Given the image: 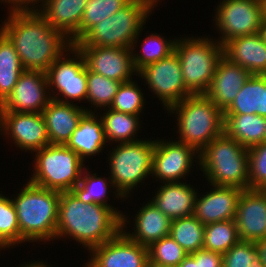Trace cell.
Returning a JSON list of instances; mask_svg holds the SVG:
<instances>
[{"instance_id": "cell-3", "label": "cell", "mask_w": 266, "mask_h": 267, "mask_svg": "<svg viewBox=\"0 0 266 267\" xmlns=\"http://www.w3.org/2000/svg\"><path fill=\"white\" fill-rule=\"evenodd\" d=\"M60 194L27 182L12 199L22 242L55 239Z\"/></svg>"}, {"instance_id": "cell-50", "label": "cell", "mask_w": 266, "mask_h": 267, "mask_svg": "<svg viewBox=\"0 0 266 267\" xmlns=\"http://www.w3.org/2000/svg\"><path fill=\"white\" fill-rule=\"evenodd\" d=\"M263 194L266 196V184L260 189Z\"/></svg>"}, {"instance_id": "cell-14", "label": "cell", "mask_w": 266, "mask_h": 267, "mask_svg": "<svg viewBox=\"0 0 266 267\" xmlns=\"http://www.w3.org/2000/svg\"><path fill=\"white\" fill-rule=\"evenodd\" d=\"M0 131L25 152L33 153L50 144L42 113L0 111Z\"/></svg>"}, {"instance_id": "cell-33", "label": "cell", "mask_w": 266, "mask_h": 267, "mask_svg": "<svg viewBox=\"0 0 266 267\" xmlns=\"http://www.w3.org/2000/svg\"><path fill=\"white\" fill-rule=\"evenodd\" d=\"M130 1L131 0H87L80 28L70 39L72 45L77 43L93 26L103 19L112 16Z\"/></svg>"}, {"instance_id": "cell-18", "label": "cell", "mask_w": 266, "mask_h": 267, "mask_svg": "<svg viewBox=\"0 0 266 267\" xmlns=\"http://www.w3.org/2000/svg\"><path fill=\"white\" fill-rule=\"evenodd\" d=\"M235 221L240 240L257 242L266 238V196L260 189L242 190Z\"/></svg>"}, {"instance_id": "cell-13", "label": "cell", "mask_w": 266, "mask_h": 267, "mask_svg": "<svg viewBox=\"0 0 266 267\" xmlns=\"http://www.w3.org/2000/svg\"><path fill=\"white\" fill-rule=\"evenodd\" d=\"M45 89H49L45 72L24 70L12 92L0 104V111L42 113L51 100V92Z\"/></svg>"}, {"instance_id": "cell-1", "label": "cell", "mask_w": 266, "mask_h": 267, "mask_svg": "<svg viewBox=\"0 0 266 267\" xmlns=\"http://www.w3.org/2000/svg\"><path fill=\"white\" fill-rule=\"evenodd\" d=\"M9 13L1 31L13 43L24 70L46 73L63 52H69L70 40L38 11Z\"/></svg>"}, {"instance_id": "cell-17", "label": "cell", "mask_w": 266, "mask_h": 267, "mask_svg": "<svg viewBox=\"0 0 266 267\" xmlns=\"http://www.w3.org/2000/svg\"><path fill=\"white\" fill-rule=\"evenodd\" d=\"M196 154L199 153L192 146L180 141L155 140L151 174L163 183L180 182L190 172Z\"/></svg>"}, {"instance_id": "cell-11", "label": "cell", "mask_w": 266, "mask_h": 267, "mask_svg": "<svg viewBox=\"0 0 266 267\" xmlns=\"http://www.w3.org/2000/svg\"><path fill=\"white\" fill-rule=\"evenodd\" d=\"M69 51L76 57L69 58L62 54L46 72L48 87L52 88L51 91L57 90L56 95H62V98H58L53 94L51 99L63 103H69V99L81 101L87 96V67L84 56L75 45Z\"/></svg>"}, {"instance_id": "cell-21", "label": "cell", "mask_w": 266, "mask_h": 267, "mask_svg": "<svg viewBox=\"0 0 266 267\" xmlns=\"http://www.w3.org/2000/svg\"><path fill=\"white\" fill-rule=\"evenodd\" d=\"M224 57L252 75L266 74V35L258 32L235 37L223 45Z\"/></svg>"}, {"instance_id": "cell-9", "label": "cell", "mask_w": 266, "mask_h": 267, "mask_svg": "<svg viewBox=\"0 0 266 267\" xmlns=\"http://www.w3.org/2000/svg\"><path fill=\"white\" fill-rule=\"evenodd\" d=\"M155 140L120 143L109 156L110 174L116 197L125 198L152 173Z\"/></svg>"}, {"instance_id": "cell-46", "label": "cell", "mask_w": 266, "mask_h": 267, "mask_svg": "<svg viewBox=\"0 0 266 267\" xmlns=\"http://www.w3.org/2000/svg\"><path fill=\"white\" fill-rule=\"evenodd\" d=\"M21 267H50L49 265H47V264H43V262L41 261H39V262H34V263H32V262H30L29 264L27 263V264H24V266L22 265Z\"/></svg>"}, {"instance_id": "cell-38", "label": "cell", "mask_w": 266, "mask_h": 267, "mask_svg": "<svg viewBox=\"0 0 266 267\" xmlns=\"http://www.w3.org/2000/svg\"><path fill=\"white\" fill-rule=\"evenodd\" d=\"M149 265L178 266L188 253L171 237L165 236L149 247Z\"/></svg>"}, {"instance_id": "cell-30", "label": "cell", "mask_w": 266, "mask_h": 267, "mask_svg": "<svg viewBox=\"0 0 266 267\" xmlns=\"http://www.w3.org/2000/svg\"><path fill=\"white\" fill-rule=\"evenodd\" d=\"M139 116L129 113L117 112L108 109L100 118L103 122L105 137L108 141L118 143H132L139 141L135 138L139 128ZM135 138V139H134Z\"/></svg>"}, {"instance_id": "cell-42", "label": "cell", "mask_w": 266, "mask_h": 267, "mask_svg": "<svg viewBox=\"0 0 266 267\" xmlns=\"http://www.w3.org/2000/svg\"><path fill=\"white\" fill-rule=\"evenodd\" d=\"M190 255L199 261V267H223V255L220 253L200 249Z\"/></svg>"}, {"instance_id": "cell-29", "label": "cell", "mask_w": 266, "mask_h": 267, "mask_svg": "<svg viewBox=\"0 0 266 267\" xmlns=\"http://www.w3.org/2000/svg\"><path fill=\"white\" fill-rule=\"evenodd\" d=\"M23 71L13 43L0 28V104L12 92Z\"/></svg>"}, {"instance_id": "cell-36", "label": "cell", "mask_w": 266, "mask_h": 267, "mask_svg": "<svg viewBox=\"0 0 266 267\" xmlns=\"http://www.w3.org/2000/svg\"><path fill=\"white\" fill-rule=\"evenodd\" d=\"M109 181L105 178L97 177L96 173L91 175V172L86 173L84 177H81L79 183L71 189V192L77 199L84 203H98L107 207H112L106 201L108 185L113 187L111 179Z\"/></svg>"}, {"instance_id": "cell-20", "label": "cell", "mask_w": 266, "mask_h": 267, "mask_svg": "<svg viewBox=\"0 0 266 267\" xmlns=\"http://www.w3.org/2000/svg\"><path fill=\"white\" fill-rule=\"evenodd\" d=\"M251 75L249 71L223 56L205 95L225 112Z\"/></svg>"}, {"instance_id": "cell-39", "label": "cell", "mask_w": 266, "mask_h": 267, "mask_svg": "<svg viewBox=\"0 0 266 267\" xmlns=\"http://www.w3.org/2000/svg\"><path fill=\"white\" fill-rule=\"evenodd\" d=\"M144 106V97L133 80L121 83L109 107L117 112L140 115Z\"/></svg>"}, {"instance_id": "cell-31", "label": "cell", "mask_w": 266, "mask_h": 267, "mask_svg": "<svg viewBox=\"0 0 266 267\" xmlns=\"http://www.w3.org/2000/svg\"><path fill=\"white\" fill-rule=\"evenodd\" d=\"M205 225L194 215L171 221V237L188 253L203 249Z\"/></svg>"}, {"instance_id": "cell-10", "label": "cell", "mask_w": 266, "mask_h": 267, "mask_svg": "<svg viewBox=\"0 0 266 267\" xmlns=\"http://www.w3.org/2000/svg\"><path fill=\"white\" fill-rule=\"evenodd\" d=\"M216 10L214 21L222 45L235 37L263 32L261 0H222Z\"/></svg>"}, {"instance_id": "cell-28", "label": "cell", "mask_w": 266, "mask_h": 267, "mask_svg": "<svg viewBox=\"0 0 266 267\" xmlns=\"http://www.w3.org/2000/svg\"><path fill=\"white\" fill-rule=\"evenodd\" d=\"M224 114H258L265 117V74L251 75Z\"/></svg>"}, {"instance_id": "cell-2", "label": "cell", "mask_w": 266, "mask_h": 267, "mask_svg": "<svg viewBox=\"0 0 266 267\" xmlns=\"http://www.w3.org/2000/svg\"><path fill=\"white\" fill-rule=\"evenodd\" d=\"M122 216L114 207L84 203L71 191L61 192L55 239L71 237L90 251L121 231Z\"/></svg>"}, {"instance_id": "cell-16", "label": "cell", "mask_w": 266, "mask_h": 267, "mask_svg": "<svg viewBox=\"0 0 266 267\" xmlns=\"http://www.w3.org/2000/svg\"><path fill=\"white\" fill-rule=\"evenodd\" d=\"M86 63V67L97 74L118 82L133 80L132 74L136 72L132 61L131 48L102 47V46H76Z\"/></svg>"}, {"instance_id": "cell-32", "label": "cell", "mask_w": 266, "mask_h": 267, "mask_svg": "<svg viewBox=\"0 0 266 267\" xmlns=\"http://www.w3.org/2000/svg\"><path fill=\"white\" fill-rule=\"evenodd\" d=\"M240 241L235 220L218 221L205 225L203 249L225 254Z\"/></svg>"}, {"instance_id": "cell-35", "label": "cell", "mask_w": 266, "mask_h": 267, "mask_svg": "<svg viewBox=\"0 0 266 267\" xmlns=\"http://www.w3.org/2000/svg\"><path fill=\"white\" fill-rule=\"evenodd\" d=\"M122 82L109 79L87 68V96L93 106L105 110L110 107L114 96Z\"/></svg>"}, {"instance_id": "cell-52", "label": "cell", "mask_w": 266, "mask_h": 267, "mask_svg": "<svg viewBox=\"0 0 266 267\" xmlns=\"http://www.w3.org/2000/svg\"><path fill=\"white\" fill-rule=\"evenodd\" d=\"M263 32H264L265 35H266V23H264Z\"/></svg>"}, {"instance_id": "cell-49", "label": "cell", "mask_w": 266, "mask_h": 267, "mask_svg": "<svg viewBox=\"0 0 266 267\" xmlns=\"http://www.w3.org/2000/svg\"><path fill=\"white\" fill-rule=\"evenodd\" d=\"M265 117H266V74H265Z\"/></svg>"}, {"instance_id": "cell-5", "label": "cell", "mask_w": 266, "mask_h": 267, "mask_svg": "<svg viewBox=\"0 0 266 267\" xmlns=\"http://www.w3.org/2000/svg\"><path fill=\"white\" fill-rule=\"evenodd\" d=\"M176 113L180 139L200 153L213 139L224 133V112L205 94L184 98L167 109Z\"/></svg>"}, {"instance_id": "cell-43", "label": "cell", "mask_w": 266, "mask_h": 267, "mask_svg": "<svg viewBox=\"0 0 266 267\" xmlns=\"http://www.w3.org/2000/svg\"><path fill=\"white\" fill-rule=\"evenodd\" d=\"M3 3L4 1L7 3H10L11 4V7H10V11L9 12H26V11H38V9H34L35 7H32L33 4L32 3H35L36 4H39L37 3V1H43V0H2ZM31 2V4H30ZM13 4V5H12ZM28 4L32 5V6H28ZM27 6V7H26ZM33 8V9H32Z\"/></svg>"}, {"instance_id": "cell-44", "label": "cell", "mask_w": 266, "mask_h": 267, "mask_svg": "<svg viewBox=\"0 0 266 267\" xmlns=\"http://www.w3.org/2000/svg\"><path fill=\"white\" fill-rule=\"evenodd\" d=\"M255 244H256V247L259 251V256H260L261 262L266 267V238L255 242Z\"/></svg>"}, {"instance_id": "cell-48", "label": "cell", "mask_w": 266, "mask_h": 267, "mask_svg": "<svg viewBox=\"0 0 266 267\" xmlns=\"http://www.w3.org/2000/svg\"><path fill=\"white\" fill-rule=\"evenodd\" d=\"M150 267H176V266H170V265H149Z\"/></svg>"}, {"instance_id": "cell-27", "label": "cell", "mask_w": 266, "mask_h": 267, "mask_svg": "<svg viewBox=\"0 0 266 267\" xmlns=\"http://www.w3.org/2000/svg\"><path fill=\"white\" fill-rule=\"evenodd\" d=\"M224 133L245 148L266 141L265 117L258 114H224Z\"/></svg>"}, {"instance_id": "cell-4", "label": "cell", "mask_w": 266, "mask_h": 267, "mask_svg": "<svg viewBox=\"0 0 266 267\" xmlns=\"http://www.w3.org/2000/svg\"><path fill=\"white\" fill-rule=\"evenodd\" d=\"M158 2L159 0H131L112 16L93 26L74 45L123 47L131 48L134 52V46L146 24V18Z\"/></svg>"}, {"instance_id": "cell-34", "label": "cell", "mask_w": 266, "mask_h": 267, "mask_svg": "<svg viewBox=\"0 0 266 267\" xmlns=\"http://www.w3.org/2000/svg\"><path fill=\"white\" fill-rule=\"evenodd\" d=\"M175 42L176 39L167 41L158 34H151L145 38L141 48V54H132L133 66L136 70L135 74L137 75L147 65L169 56L174 51Z\"/></svg>"}, {"instance_id": "cell-25", "label": "cell", "mask_w": 266, "mask_h": 267, "mask_svg": "<svg viewBox=\"0 0 266 267\" xmlns=\"http://www.w3.org/2000/svg\"><path fill=\"white\" fill-rule=\"evenodd\" d=\"M87 0H43L38 11L69 40L78 32Z\"/></svg>"}, {"instance_id": "cell-45", "label": "cell", "mask_w": 266, "mask_h": 267, "mask_svg": "<svg viewBox=\"0 0 266 267\" xmlns=\"http://www.w3.org/2000/svg\"><path fill=\"white\" fill-rule=\"evenodd\" d=\"M177 267H199V261L188 254Z\"/></svg>"}, {"instance_id": "cell-15", "label": "cell", "mask_w": 266, "mask_h": 267, "mask_svg": "<svg viewBox=\"0 0 266 267\" xmlns=\"http://www.w3.org/2000/svg\"><path fill=\"white\" fill-rule=\"evenodd\" d=\"M89 261L94 267H150L148 247L120 231L112 239L92 248Z\"/></svg>"}, {"instance_id": "cell-6", "label": "cell", "mask_w": 266, "mask_h": 267, "mask_svg": "<svg viewBox=\"0 0 266 267\" xmlns=\"http://www.w3.org/2000/svg\"><path fill=\"white\" fill-rule=\"evenodd\" d=\"M198 158L211 185L248 189V148L225 133L213 139Z\"/></svg>"}, {"instance_id": "cell-26", "label": "cell", "mask_w": 266, "mask_h": 267, "mask_svg": "<svg viewBox=\"0 0 266 267\" xmlns=\"http://www.w3.org/2000/svg\"><path fill=\"white\" fill-rule=\"evenodd\" d=\"M97 116L92 110L90 112L86 111L66 144L83 161L87 156L90 157L102 152V148L107 143L103 122Z\"/></svg>"}, {"instance_id": "cell-37", "label": "cell", "mask_w": 266, "mask_h": 267, "mask_svg": "<svg viewBox=\"0 0 266 267\" xmlns=\"http://www.w3.org/2000/svg\"><path fill=\"white\" fill-rule=\"evenodd\" d=\"M22 243L17 214L12 199L0 193V248Z\"/></svg>"}, {"instance_id": "cell-12", "label": "cell", "mask_w": 266, "mask_h": 267, "mask_svg": "<svg viewBox=\"0 0 266 267\" xmlns=\"http://www.w3.org/2000/svg\"><path fill=\"white\" fill-rule=\"evenodd\" d=\"M161 99L166 110L193 95L185 86L179 56L173 51L169 56L142 68L138 73Z\"/></svg>"}, {"instance_id": "cell-23", "label": "cell", "mask_w": 266, "mask_h": 267, "mask_svg": "<svg viewBox=\"0 0 266 267\" xmlns=\"http://www.w3.org/2000/svg\"><path fill=\"white\" fill-rule=\"evenodd\" d=\"M126 215L121 218V231L132 241L149 247L153 242L170 235L171 219L163 214L150 201L143 205L135 216L133 233H128L124 227L127 219ZM136 226V227H135Z\"/></svg>"}, {"instance_id": "cell-40", "label": "cell", "mask_w": 266, "mask_h": 267, "mask_svg": "<svg viewBox=\"0 0 266 267\" xmlns=\"http://www.w3.org/2000/svg\"><path fill=\"white\" fill-rule=\"evenodd\" d=\"M223 267H265L255 242L240 240L223 254Z\"/></svg>"}, {"instance_id": "cell-41", "label": "cell", "mask_w": 266, "mask_h": 267, "mask_svg": "<svg viewBox=\"0 0 266 267\" xmlns=\"http://www.w3.org/2000/svg\"><path fill=\"white\" fill-rule=\"evenodd\" d=\"M248 189H261L266 184V141L248 149Z\"/></svg>"}, {"instance_id": "cell-51", "label": "cell", "mask_w": 266, "mask_h": 267, "mask_svg": "<svg viewBox=\"0 0 266 267\" xmlns=\"http://www.w3.org/2000/svg\"><path fill=\"white\" fill-rule=\"evenodd\" d=\"M86 267H94L89 261H88V263L86 262Z\"/></svg>"}, {"instance_id": "cell-19", "label": "cell", "mask_w": 266, "mask_h": 267, "mask_svg": "<svg viewBox=\"0 0 266 267\" xmlns=\"http://www.w3.org/2000/svg\"><path fill=\"white\" fill-rule=\"evenodd\" d=\"M212 187V191L207 192L206 195L200 198L196 196L193 215L203 225L235 220L242 189L214 185Z\"/></svg>"}, {"instance_id": "cell-24", "label": "cell", "mask_w": 266, "mask_h": 267, "mask_svg": "<svg viewBox=\"0 0 266 267\" xmlns=\"http://www.w3.org/2000/svg\"><path fill=\"white\" fill-rule=\"evenodd\" d=\"M186 182H164L150 200L171 220L193 215L197 192Z\"/></svg>"}, {"instance_id": "cell-7", "label": "cell", "mask_w": 266, "mask_h": 267, "mask_svg": "<svg viewBox=\"0 0 266 267\" xmlns=\"http://www.w3.org/2000/svg\"><path fill=\"white\" fill-rule=\"evenodd\" d=\"M174 51L179 56L183 81L193 94H205L219 61L224 56L223 45L209 38L176 39Z\"/></svg>"}, {"instance_id": "cell-47", "label": "cell", "mask_w": 266, "mask_h": 267, "mask_svg": "<svg viewBox=\"0 0 266 267\" xmlns=\"http://www.w3.org/2000/svg\"><path fill=\"white\" fill-rule=\"evenodd\" d=\"M262 13H263V23H266V0H261Z\"/></svg>"}, {"instance_id": "cell-22", "label": "cell", "mask_w": 266, "mask_h": 267, "mask_svg": "<svg viewBox=\"0 0 266 267\" xmlns=\"http://www.w3.org/2000/svg\"><path fill=\"white\" fill-rule=\"evenodd\" d=\"M86 111L90 109L51 99L42 111L50 144L66 145Z\"/></svg>"}, {"instance_id": "cell-8", "label": "cell", "mask_w": 266, "mask_h": 267, "mask_svg": "<svg viewBox=\"0 0 266 267\" xmlns=\"http://www.w3.org/2000/svg\"><path fill=\"white\" fill-rule=\"evenodd\" d=\"M35 152V171L29 182L36 186L67 192L84 175V161L66 145L48 144Z\"/></svg>"}]
</instances>
